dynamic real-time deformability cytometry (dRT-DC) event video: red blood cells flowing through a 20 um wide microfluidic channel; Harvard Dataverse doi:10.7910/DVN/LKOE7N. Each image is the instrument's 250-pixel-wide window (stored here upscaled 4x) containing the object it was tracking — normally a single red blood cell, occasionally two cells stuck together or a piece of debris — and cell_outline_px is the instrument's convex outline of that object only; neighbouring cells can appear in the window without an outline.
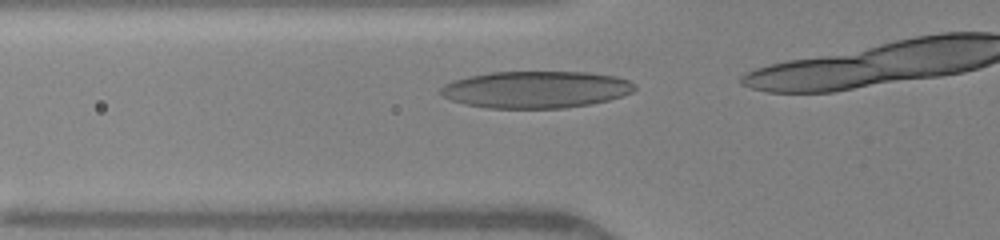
{"species": "human", "species_latin": "Homo sapiens", "temperature_condition": "warm", "stored_images_in_passage": 7, "camera_frame_rate_fps": 3000, "um_per_image_px": 0.085, "donor": {"sex": "female"}, "frame": {"image": 1, "passage_image": 3, "time_ms": 0.667, "image_size_px": [1000, 240], "cell_outline_px": [[636, 88], [632, 92], [608, 100], [592, 104], [564, 108], [488, 108], [464, 104], [452, 100], [444, 96], [440, 92], [440, 88], [444, 84], [452, 80], [468, 76], [492, 72], [588, 72], [616, 76], [628, 80], [636, 84]], "centroid_in_image_um": [45.55, 7.61], "position_along_channel_um": 80.2, "area_um2": 41.91}}
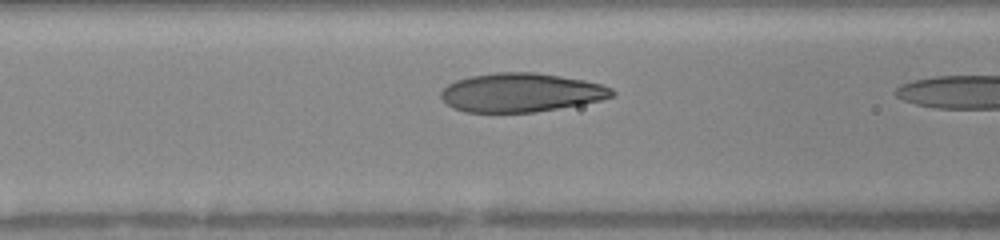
{"frame": {"image": 2, "passage_image": 6, "time_ms": 1.667, "image_size_px": [1000, 240], "cell_outline_px": [[616, 96], [600, 100], [580, 104], [532, 112], [464, 112], [452, 108], [440, 96], [440, 92], [448, 84], [456, 80], [468, 76], [496, 72], [532, 72], [560, 76], [584, 80], [600, 84], [612, 88], [616, 92]], "centroid_in_image_um": [44.26, 7.86], "position_along_channel_um": 122.3, "area_um2": 38.61}}